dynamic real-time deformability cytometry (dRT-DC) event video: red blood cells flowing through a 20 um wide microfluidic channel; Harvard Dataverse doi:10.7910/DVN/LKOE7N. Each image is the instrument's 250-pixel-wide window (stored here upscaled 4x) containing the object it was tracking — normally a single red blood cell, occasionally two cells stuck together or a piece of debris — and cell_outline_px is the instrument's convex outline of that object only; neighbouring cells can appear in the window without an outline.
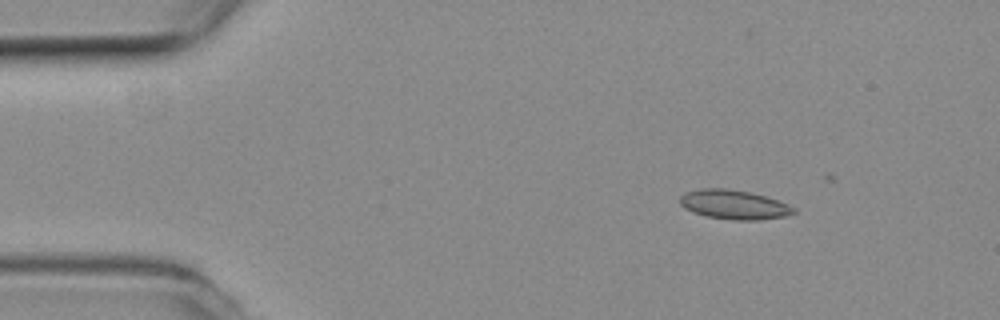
{"species": "common noctule bat (a hibernating species)", "species_latin": "Nyctalus noctula", "temperature_condition": "room temperature", "stored_images_in_passage": 4, "camera_frame_rate_fps": 3000, "um_per_image_px": 0.085, "animal": {"sex": "female", "body_mass_g": 19.3, "forearm_length_mm": 54.1}, "frame": {"image": 1, "passage_image": 2, "time_ms": 0.333, "image_size_px": [1000, 320], "cell_outline_px": [[796, 212], [784, 216], [756, 220], [732, 220], [704, 216], [692, 212], [684, 208], [680, 204], [680, 196], [684, 192], [700, 188], [724, 188], [752, 192], [788, 204], [796, 208]], "centroid_in_image_um": [62.34, 17.39], "position_along_channel_um": 22.7, "area_um2": 19.54}}